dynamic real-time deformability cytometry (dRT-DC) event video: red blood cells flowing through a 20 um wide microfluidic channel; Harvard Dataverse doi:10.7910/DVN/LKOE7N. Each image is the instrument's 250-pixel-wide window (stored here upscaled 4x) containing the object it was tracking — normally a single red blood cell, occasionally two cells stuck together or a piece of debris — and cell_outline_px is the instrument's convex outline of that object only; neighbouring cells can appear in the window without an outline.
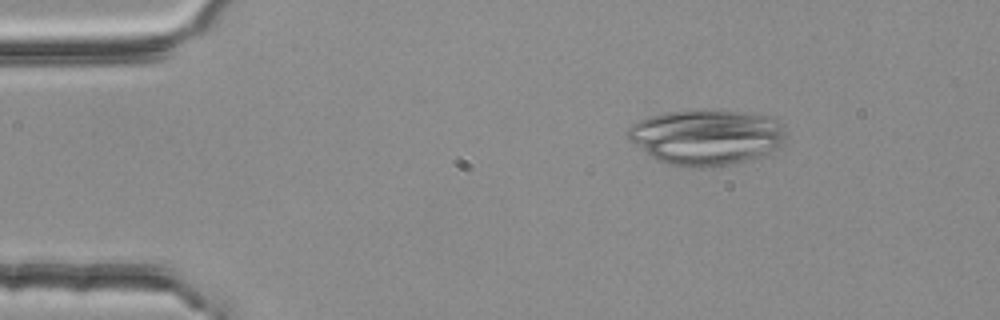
{"species": "common noctule bat (a hibernating species)", "species_latin": "Nyctalus noctula", "temperature_condition": "room temperature", "stored_images_in_passage": 4, "camera_frame_rate_fps": 3000, "um_per_image_px": 0.085, "animal": {"sex": "female", "body_mass_g": 25.1}, "frame": {"image": 1, "passage_image": 2, "time_ms": 0.333, "image_size_px": [1000, 320], "cell_outline_px": [[784, 144], [764, 156], [732, 164], [704, 168], [668, 164], [656, 160], [632, 140], [624, 132], [632, 124], [640, 120], [664, 112], [740, 112], [772, 116], [780, 124], [784, 132]], "centroid_in_image_um": [60.08, 11.69], "position_along_channel_um": 24.9, "area_um2": 50.29}}